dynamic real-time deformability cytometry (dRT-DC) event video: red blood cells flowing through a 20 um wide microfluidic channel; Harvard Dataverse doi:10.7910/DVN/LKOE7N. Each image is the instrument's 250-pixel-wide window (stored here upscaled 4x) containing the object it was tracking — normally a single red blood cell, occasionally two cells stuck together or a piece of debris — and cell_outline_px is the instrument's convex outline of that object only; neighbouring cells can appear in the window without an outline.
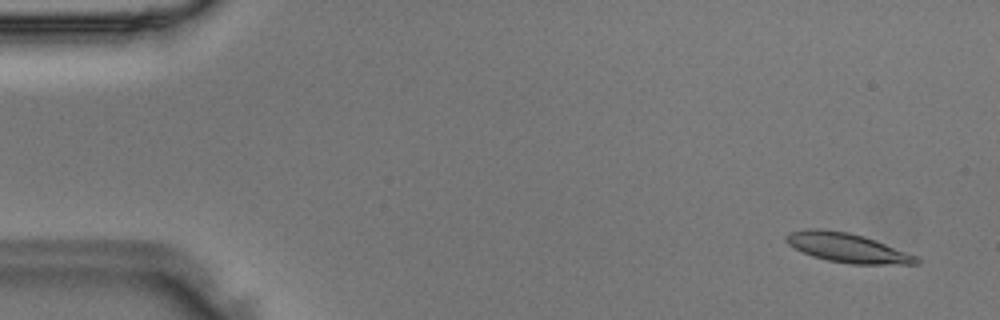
{"species": "Egyptian fruit bat (a non-hibernating species)", "species_latin": "Rousettus aegyptiacus", "temperature_condition": "room temperature", "stored_images_in_passage": 13, "camera_frame_rate_fps": 3000, "um_per_image_px": 0.085, "animal": {"sex": "male"}, "frame": {"image": 1, "passage_image": 3, "time_ms": 0.667, "image_size_px": [1000, 320], "cell_outline_px": [[920, 264], [852, 264], [828, 260], [812, 256], [788, 244], [784, 240], [784, 236], [788, 232], [808, 228], [820, 228], [848, 232], [864, 236], [916, 256], [920, 260]], "centroid_in_image_um": [71.97, 21.05], "position_along_channel_um": 13.0, "area_um2": 22.08}}